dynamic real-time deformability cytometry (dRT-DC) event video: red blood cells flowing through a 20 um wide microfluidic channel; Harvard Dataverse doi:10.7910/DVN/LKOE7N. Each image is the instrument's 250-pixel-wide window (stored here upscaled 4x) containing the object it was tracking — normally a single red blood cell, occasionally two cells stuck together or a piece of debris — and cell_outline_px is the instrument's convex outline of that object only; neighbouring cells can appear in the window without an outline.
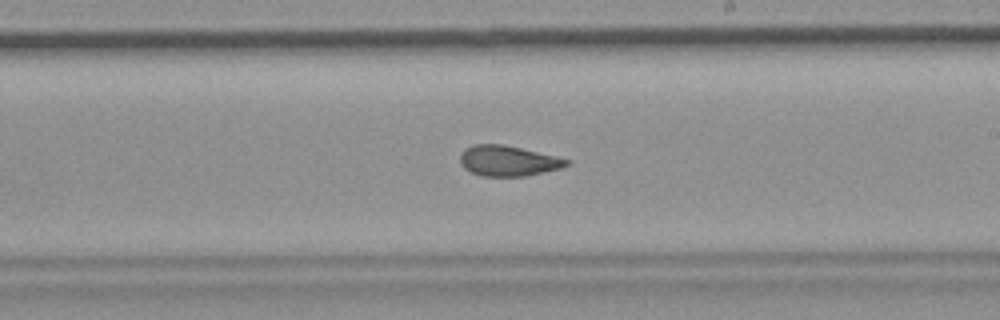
{"species": "common noctule bat (a hibernating species)", "species_latin": "Nyctalus noctula", "temperature_condition": "room temperature", "stored_images_in_passage": 45, "camera_frame_rate_fps": 3000, "um_per_image_px": 0.085, "animal": {"sex": "female", "body_mass_g": 19.9}, "frame": {"image": 1, "passage_image": 26, "time_ms": 8.333, "image_size_px": [1000, 320], "cell_outline_px": [[572, 164], [560, 168], [544, 172], [524, 176], [480, 176], [464, 168], [460, 164], [460, 156], [464, 148], [472, 144], [504, 144], [556, 156], [572, 160]], "centroid_in_image_um": [43.19, 13.66], "position_along_channel_um": 245.8, "area_um2": 19.07}, "authors_computed_cell_mechanics": {"area_um2": 19.1896, "velocity_mm_per_s": 3.6928, "shape_relaxation_time_tau1_ms": null, "shape_relaxation_time_tau2_ms": 2.1983, "deformation_change_tau1": null, "deformation_change_tau2": 0.0931}}